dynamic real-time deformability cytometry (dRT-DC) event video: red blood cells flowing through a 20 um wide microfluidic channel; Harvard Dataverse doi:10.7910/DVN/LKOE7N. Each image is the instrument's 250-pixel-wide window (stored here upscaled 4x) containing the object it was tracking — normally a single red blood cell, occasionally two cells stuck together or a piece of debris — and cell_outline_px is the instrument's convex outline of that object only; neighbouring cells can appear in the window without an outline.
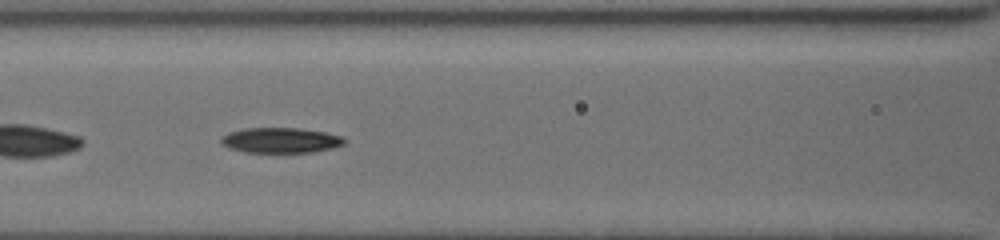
{"species": "common noctule bat (a hibernating species)", "species_latin": "Nyctalus noctula", "temperature_condition": "cold", "stored_images_in_passage": 22, "segment_of_instrument_passage": [2, 2], "camera_frame_rate_fps": 3000, "um_per_image_px": 0.085, "animal": {"sex": "female", "body_mass_g": 19.5, "forearm_length_mm": 54.1}, "frame": {"image": 1, "passage_image": 19, "time_ms": 6.0, "image_size_px": [1000, 240], "cell_outline_px": [[344, 144], [332, 148], [312, 152], [244, 152], [228, 148], [220, 144], [220, 136], [228, 132], [244, 128], [296, 128], [324, 132], [344, 136]], "centroid_in_image_um": [23.79, 11.92], "position_along_channel_um": 142.8, "area_um2": 18.26}}